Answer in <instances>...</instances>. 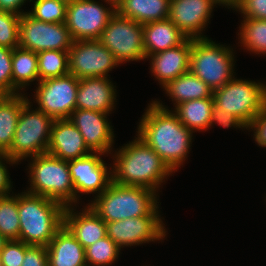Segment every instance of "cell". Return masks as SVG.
Segmentation results:
<instances>
[{
    "label": "cell",
    "instance_id": "cell-1",
    "mask_svg": "<svg viewBox=\"0 0 266 266\" xmlns=\"http://www.w3.org/2000/svg\"><path fill=\"white\" fill-rule=\"evenodd\" d=\"M150 104L141 119L137 136L175 172L189 153L193 132L161 103Z\"/></svg>",
    "mask_w": 266,
    "mask_h": 266
},
{
    "label": "cell",
    "instance_id": "cell-2",
    "mask_svg": "<svg viewBox=\"0 0 266 266\" xmlns=\"http://www.w3.org/2000/svg\"><path fill=\"white\" fill-rule=\"evenodd\" d=\"M112 182L126 186L151 189L161 185L173 171L159 155L139 136L116 154Z\"/></svg>",
    "mask_w": 266,
    "mask_h": 266
},
{
    "label": "cell",
    "instance_id": "cell-3",
    "mask_svg": "<svg viewBox=\"0 0 266 266\" xmlns=\"http://www.w3.org/2000/svg\"><path fill=\"white\" fill-rule=\"evenodd\" d=\"M65 207L45 196L18 194L19 240L27 245L48 246L64 225Z\"/></svg>",
    "mask_w": 266,
    "mask_h": 266
},
{
    "label": "cell",
    "instance_id": "cell-4",
    "mask_svg": "<svg viewBox=\"0 0 266 266\" xmlns=\"http://www.w3.org/2000/svg\"><path fill=\"white\" fill-rule=\"evenodd\" d=\"M155 191L110 182L89 206L105 222L139 216H159Z\"/></svg>",
    "mask_w": 266,
    "mask_h": 266
},
{
    "label": "cell",
    "instance_id": "cell-5",
    "mask_svg": "<svg viewBox=\"0 0 266 266\" xmlns=\"http://www.w3.org/2000/svg\"><path fill=\"white\" fill-rule=\"evenodd\" d=\"M30 182L27 191L35 195L60 203L64 207L75 203V189L70 175L68 161H64L49 153L31 157ZM69 203V204H68Z\"/></svg>",
    "mask_w": 266,
    "mask_h": 266
},
{
    "label": "cell",
    "instance_id": "cell-6",
    "mask_svg": "<svg viewBox=\"0 0 266 266\" xmlns=\"http://www.w3.org/2000/svg\"><path fill=\"white\" fill-rule=\"evenodd\" d=\"M22 95V109L11 147L5 154L18 162L28 156L47 153L54 119L39 109L30 112L29 100ZM30 106V107H29Z\"/></svg>",
    "mask_w": 266,
    "mask_h": 266
},
{
    "label": "cell",
    "instance_id": "cell-7",
    "mask_svg": "<svg viewBox=\"0 0 266 266\" xmlns=\"http://www.w3.org/2000/svg\"><path fill=\"white\" fill-rule=\"evenodd\" d=\"M232 50L206 38L192 39L189 71L213 91L233 79Z\"/></svg>",
    "mask_w": 266,
    "mask_h": 266
},
{
    "label": "cell",
    "instance_id": "cell-8",
    "mask_svg": "<svg viewBox=\"0 0 266 266\" xmlns=\"http://www.w3.org/2000/svg\"><path fill=\"white\" fill-rule=\"evenodd\" d=\"M214 104L239 118L247 128L266 107V86L233 78L213 91Z\"/></svg>",
    "mask_w": 266,
    "mask_h": 266
},
{
    "label": "cell",
    "instance_id": "cell-9",
    "mask_svg": "<svg viewBox=\"0 0 266 266\" xmlns=\"http://www.w3.org/2000/svg\"><path fill=\"white\" fill-rule=\"evenodd\" d=\"M99 41L109 49L118 63L145 59L143 24L117 11L103 29Z\"/></svg>",
    "mask_w": 266,
    "mask_h": 266
},
{
    "label": "cell",
    "instance_id": "cell-10",
    "mask_svg": "<svg viewBox=\"0 0 266 266\" xmlns=\"http://www.w3.org/2000/svg\"><path fill=\"white\" fill-rule=\"evenodd\" d=\"M74 40L65 23H46L23 12L19 23V46L40 52L44 50L68 51Z\"/></svg>",
    "mask_w": 266,
    "mask_h": 266
},
{
    "label": "cell",
    "instance_id": "cell-11",
    "mask_svg": "<svg viewBox=\"0 0 266 266\" xmlns=\"http://www.w3.org/2000/svg\"><path fill=\"white\" fill-rule=\"evenodd\" d=\"M116 7L104 8L94 0L68 3L65 24L74 41L99 40Z\"/></svg>",
    "mask_w": 266,
    "mask_h": 266
},
{
    "label": "cell",
    "instance_id": "cell-12",
    "mask_svg": "<svg viewBox=\"0 0 266 266\" xmlns=\"http://www.w3.org/2000/svg\"><path fill=\"white\" fill-rule=\"evenodd\" d=\"M35 99L38 109L54 120L67 119L76 109L79 79L72 74L38 82Z\"/></svg>",
    "mask_w": 266,
    "mask_h": 266
},
{
    "label": "cell",
    "instance_id": "cell-13",
    "mask_svg": "<svg viewBox=\"0 0 266 266\" xmlns=\"http://www.w3.org/2000/svg\"><path fill=\"white\" fill-rule=\"evenodd\" d=\"M69 74L78 79L107 77L119 63L99 40L74 41L68 50Z\"/></svg>",
    "mask_w": 266,
    "mask_h": 266
},
{
    "label": "cell",
    "instance_id": "cell-14",
    "mask_svg": "<svg viewBox=\"0 0 266 266\" xmlns=\"http://www.w3.org/2000/svg\"><path fill=\"white\" fill-rule=\"evenodd\" d=\"M160 216H139L106 223L107 236L120 248L163 239L166 236Z\"/></svg>",
    "mask_w": 266,
    "mask_h": 266
},
{
    "label": "cell",
    "instance_id": "cell-15",
    "mask_svg": "<svg viewBox=\"0 0 266 266\" xmlns=\"http://www.w3.org/2000/svg\"><path fill=\"white\" fill-rule=\"evenodd\" d=\"M99 154V155H97ZM103 153L90 152L89 155L68 161L73 187L75 189V202L77 193H94L100 195L106 190L112 176L100 155Z\"/></svg>",
    "mask_w": 266,
    "mask_h": 266
},
{
    "label": "cell",
    "instance_id": "cell-16",
    "mask_svg": "<svg viewBox=\"0 0 266 266\" xmlns=\"http://www.w3.org/2000/svg\"><path fill=\"white\" fill-rule=\"evenodd\" d=\"M214 4H217L214 0H170L168 19L186 37L206 38L200 31L207 25Z\"/></svg>",
    "mask_w": 266,
    "mask_h": 266
},
{
    "label": "cell",
    "instance_id": "cell-17",
    "mask_svg": "<svg viewBox=\"0 0 266 266\" xmlns=\"http://www.w3.org/2000/svg\"><path fill=\"white\" fill-rule=\"evenodd\" d=\"M108 113L75 109L68 118L79 130L91 152L108 153L114 133L106 119Z\"/></svg>",
    "mask_w": 266,
    "mask_h": 266
},
{
    "label": "cell",
    "instance_id": "cell-18",
    "mask_svg": "<svg viewBox=\"0 0 266 266\" xmlns=\"http://www.w3.org/2000/svg\"><path fill=\"white\" fill-rule=\"evenodd\" d=\"M78 128L67 118L54 120L47 153L64 161H71L89 155Z\"/></svg>",
    "mask_w": 266,
    "mask_h": 266
},
{
    "label": "cell",
    "instance_id": "cell-19",
    "mask_svg": "<svg viewBox=\"0 0 266 266\" xmlns=\"http://www.w3.org/2000/svg\"><path fill=\"white\" fill-rule=\"evenodd\" d=\"M191 49L192 38H188L179 46L146 57L152 58L151 71L163 87L178 76L189 72Z\"/></svg>",
    "mask_w": 266,
    "mask_h": 266
},
{
    "label": "cell",
    "instance_id": "cell-20",
    "mask_svg": "<svg viewBox=\"0 0 266 266\" xmlns=\"http://www.w3.org/2000/svg\"><path fill=\"white\" fill-rule=\"evenodd\" d=\"M113 84L107 77L79 79L76 109L109 113L116 99Z\"/></svg>",
    "mask_w": 266,
    "mask_h": 266
},
{
    "label": "cell",
    "instance_id": "cell-21",
    "mask_svg": "<svg viewBox=\"0 0 266 266\" xmlns=\"http://www.w3.org/2000/svg\"><path fill=\"white\" fill-rule=\"evenodd\" d=\"M86 208L81 214L70 206L64 210V225L84 248L107 236L106 223L89 205Z\"/></svg>",
    "mask_w": 266,
    "mask_h": 266
},
{
    "label": "cell",
    "instance_id": "cell-22",
    "mask_svg": "<svg viewBox=\"0 0 266 266\" xmlns=\"http://www.w3.org/2000/svg\"><path fill=\"white\" fill-rule=\"evenodd\" d=\"M49 266H83L85 248L70 230L63 225L47 246Z\"/></svg>",
    "mask_w": 266,
    "mask_h": 266
},
{
    "label": "cell",
    "instance_id": "cell-23",
    "mask_svg": "<svg viewBox=\"0 0 266 266\" xmlns=\"http://www.w3.org/2000/svg\"><path fill=\"white\" fill-rule=\"evenodd\" d=\"M145 55L150 56L183 44L188 37L170 19L143 24Z\"/></svg>",
    "mask_w": 266,
    "mask_h": 266
},
{
    "label": "cell",
    "instance_id": "cell-24",
    "mask_svg": "<svg viewBox=\"0 0 266 266\" xmlns=\"http://www.w3.org/2000/svg\"><path fill=\"white\" fill-rule=\"evenodd\" d=\"M170 0H121L116 11L137 23L164 20L169 16Z\"/></svg>",
    "mask_w": 266,
    "mask_h": 266
},
{
    "label": "cell",
    "instance_id": "cell-25",
    "mask_svg": "<svg viewBox=\"0 0 266 266\" xmlns=\"http://www.w3.org/2000/svg\"><path fill=\"white\" fill-rule=\"evenodd\" d=\"M163 88L176 105L189 100L213 97V90L190 71L173 79Z\"/></svg>",
    "mask_w": 266,
    "mask_h": 266
},
{
    "label": "cell",
    "instance_id": "cell-26",
    "mask_svg": "<svg viewBox=\"0 0 266 266\" xmlns=\"http://www.w3.org/2000/svg\"><path fill=\"white\" fill-rule=\"evenodd\" d=\"M213 97L195 99L175 105V115L189 130H204L211 125Z\"/></svg>",
    "mask_w": 266,
    "mask_h": 266
},
{
    "label": "cell",
    "instance_id": "cell-27",
    "mask_svg": "<svg viewBox=\"0 0 266 266\" xmlns=\"http://www.w3.org/2000/svg\"><path fill=\"white\" fill-rule=\"evenodd\" d=\"M12 79L13 95H18V89H23L29 82H33L36 79L39 81L38 57L36 52L20 46L13 49Z\"/></svg>",
    "mask_w": 266,
    "mask_h": 266
},
{
    "label": "cell",
    "instance_id": "cell-28",
    "mask_svg": "<svg viewBox=\"0 0 266 266\" xmlns=\"http://www.w3.org/2000/svg\"><path fill=\"white\" fill-rule=\"evenodd\" d=\"M21 109L20 94L5 96L0 101V153L11 147Z\"/></svg>",
    "mask_w": 266,
    "mask_h": 266
},
{
    "label": "cell",
    "instance_id": "cell-29",
    "mask_svg": "<svg viewBox=\"0 0 266 266\" xmlns=\"http://www.w3.org/2000/svg\"><path fill=\"white\" fill-rule=\"evenodd\" d=\"M37 57L39 81L69 74L68 51L44 50Z\"/></svg>",
    "mask_w": 266,
    "mask_h": 266
},
{
    "label": "cell",
    "instance_id": "cell-30",
    "mask_svg": "<svg viewBox=\"0 0 266 266\" xmlns=\"http://www.w3.org/2000/svg\"><path fill=\"white\" fill-rule=\"evenodd\" d=\"M20 220L18 214V195L0 196V234L8 241L19 240Z\"/></svg>",
    "mask_w": 266,
    "mask_h": 266
},
{
    "label": "cell",
    "instance_id": "cell-31",
    "mask_svg": "<svg viewBox=\"0 0 266 266\" xmlns=\"http://www.w3.org/2000/svg\"><path fill=\"white\" fill-rule=\"evenodd\" d=\"M240 28L241 42L248 50L266 53V19L245 18Z\"/></svg>",
    "mask_w": 266,
    "mask_h": 266
},
{
    "label": "cell",
    "instance_id": "cell-32",
    "mask_svg": "<svg viewBox=\"0 0 266 266\" xmlns=\"http://www.w3.org/2000/svg\"><path fill=\"white\" fill-rule=\"evenodd\" d=\"M121 248L108 236L85 248L86 264L107 266L118 258Z\"/></svg>",
    "mask_w": 266,
    "mask_h": 266
},
{
    "label": "cell",
    "instance_id": "cell-33",
    "mask_svg": "<svg viewBox=\"0 0 266 266\" xmlns=\"http://www.w3.org/2000/svg\"><path fill=\"white\" fill-rule=\"evenodd\" d=\"M68 3L62 0H36L32 12L36 20L46 23H65Z\"/></svg>",
    "mask_w": 266,
    "mask_h": 266
},
{
    "label": "cell",
    "instance_id": "cell-34",
    "mask_svg": "<svg viewBox=\"0 0 266 266\" xmlns=\"http://www.w3.org/2000/svg\"><path fill=\"white\" fill-rule=\"evenodd\" d=\"M21 15L0 10V46L14 49L19 46Z\"/></svg>",
    "mask_w": 266,
    "mask_h": 266
},
{
    "label": "cell",
    "instance_id": "cell-35",
    "mask_svg": "<svg viewBox=\"0 0 266 266\" xmlns=\"http://www.w3.org/2000/svg\"><path fill=\"white\" fill-rule=\"evenodd\" d=\"M12 56L13 49L0 46V92L5 96L13 95Z\"/></svg>",
    "mask_w": 266,
    "mask_h": 266
},
{
    "label": "cell",
    "instance_id": "cell-36",
    "mask_svg": "<svg viewBox=\"0 0 266 266\" xmlns=\"http://www.w3.org/2000/svg\"><path fill=\"white\" fill-rule=\"evenodd\" d=\"M25 256V243L21 240H10L0 251L3 266H21Z\"/></svg>",
    "mask_w": 266,
    "mask_h": 266
},
{
    "label": "cell",
    "instance_id": "cell-37",
    "mask_svg": "<svg viewBox=\"0 0 266 266\" xmlns=\"http://www.w3.org/2000/svg\"><path fill=\"white\" fill-rule=\"evenodd\" d=\"M21 266H49L47 247L25 244V256Z\"/></svg>",
    "mask_w": 266,
    "mask_h": 266
},
{
    "label": "cell",
    "instance_id": "cell-38",
    "mask_svg": "<svg viewBox=\"0 0 266 266\" xmlns=\"http://www.w3.org/2000/svg\"><path fill=\"white\" fill-rule=\"evenodd\" d=\"M236 8L243 18L266 19V0H241Z\"/></svg>",
    "mask_w": 266,
    "mask_h": 266
},
{
    "label": "cell",
    "instance_id": "cell-39",
    "mask_svg": "<svg viewBox=\"0 0 266 266\" xmlns=\"http://www.w3.org/2000/svg\"><path fill=\"white\" fill-rule=\"evenodd\" d=\"M213 122L223 126V127H230L236 126L239 128H247V126L235 115L231 113L224 112L221 108L217 107L215 104L213 105L212 112H211V125Z\"/></svg>",
    "mask_w": 266,
    "mask_h": 266
},
{
    "label": "cell",
    "instance_id": "cell-40",
    "mask_svg": "<svg viewBox=\"0 0 266 266\" xmlns=\"http://www.w3.org/2000/svg\"><path fill=\"white\" fill-rule=\"evenodd\" d=\"M250 128H254L255 141L261 147H266V107L255 117Z\"/></svg>",
    "mask_w": 266,
    "mask_h": 266
},
{
    "label": "cell",
    "instance_id": "cell-41",
    "mask_svg": "<svg viewBox=\"0 0 266 266\" xmlns=\"http://www.w3.org/2000/svg\"><path fill=\"white\" fill-rule=\"evenodd\" d=\"M10 162L12 164L17 163L11 160L5 153H0V196L10 194L9 190H11V181L9 180V175L7 173V169L3 164V160Z\"/></svg>",
    "mask_w": 266,
    "mask_h": 266
},
{
    "label": "cell",
    "instance_id": "cell-42",
    "mask_svg": "<svg viewBox=\"0 0 266 266\" xmlns=\"http://www.w3.org/2000/svg\"><path fill=\"white\" fill-rule=\"evenodd\" d=\"M26 0H0V10L12 12L18 15H22L20 12V7Z\"/></svg>",
    "mask_w": 266,
    "mask_h": 266
},
{
    "label": "cell",
    "instance_id": "cell-43",
    "mask_svg": "<svg viewBox=\"0 0 266 266\" xmlns=\"http://www.w3.org/2000/svg\"><path fill=\"white\" fill-rule=\"evenodd\" d=\"M218 4H225L227 7L235 8L238 6L241 0H214Z\"/></svg>",
    "mask_w": 266,
    "mask_h": 266
},
{
    "label": "cell",
    "instance_id": "cell-44",
    "mask_svg": "<svg viewBox=\"0 0 266 266\" xmlns=\"http://www.w3.org/2000/svg\"><path fill=\"white\" fill-rule=\"evenodd\" d=\"M7 241L8 240L2 234H0V251L4 248V245Z\"/></svg>",
    "mask_w": 266,
    "mask_h": 266
},
{
    "label": "cell",
    "instance_id": "cell-45",
    "mask_svg": "<svg viewBox=\"0 0 266 266\" xmlns=\"http://www.w3.org/2000/svg\"><path fill=\"white\" fill-rule=\"evenodd\" d=\"M105 1L110 3L109 5L116 7L120 3L121 0H105Z\"/></svg>",
    "mask_w": 266,
    "mask_h": 266
},
{
    "label": "cell",
    "instance_id": "cell-46",
    "mask_svg": "<svg viewBox=\"0 0 266 266\" xmlns=\"http://www.w3.org/2000/svg\"><path fill=\"white\" fill-rule=\"evenodd\" d=\"M5 97L3 93L0 92V101Z\"/></svg>",
    "mask_w": 266,
    "mask_h": 266
},
{
    "label": "cell",
    "instance_id": "cell-47",
    "mask_svg": "<svg viewBox=\"0 0 266 266\" xmlns=\"http://www.w3.org/2000/svg\"><path fill=\"white\" fill-rule=\"evenodd\" d=\"M62 1H65L66 3H70L73 0H62Z\"/></svg>",
    "mask_w": 266,
    "mask_h": 266
}]
</instances>
